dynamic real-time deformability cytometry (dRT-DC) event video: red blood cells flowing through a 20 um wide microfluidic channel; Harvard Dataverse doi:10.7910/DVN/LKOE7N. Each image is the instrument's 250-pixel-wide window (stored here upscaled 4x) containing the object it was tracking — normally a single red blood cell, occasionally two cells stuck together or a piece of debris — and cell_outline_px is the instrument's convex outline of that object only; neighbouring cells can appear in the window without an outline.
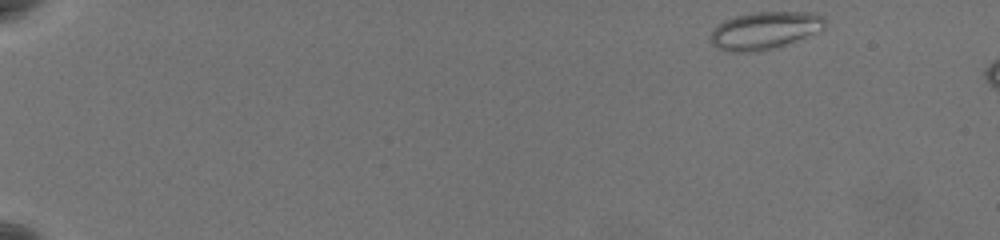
{"species": "common noctule bat (a hibernating species)", "species_latin": "Nyctalus noctula", "temperature_condition": "warm", "stored_images_in_passage": 10, "camera_frame_rate_fps": 3000, "um_per_image_px": 0.085, "animal": {"sex": "female", "body_mass_g": 19.5, "forearm_length_mm": 54.1}, "frame": {"image": 1, "passage_image": 1, "time_ms": 0.0, "image_size_px": [1000, 240], "cell_outline_px": [[824, 28], [820, 32], [784, 44], [756, 52], [728, 52], [716, 48], [708, 40], [708, 36], [712, 28], [724, 20], [736, 16], [756, 12], [816, 12], [824, 16]], "centroid_in_image_um": [64.95, 2.59], "position_along_channel_um": 20.0, "area_um2": 25.26}}